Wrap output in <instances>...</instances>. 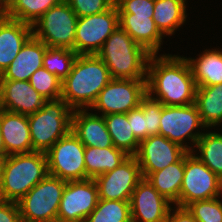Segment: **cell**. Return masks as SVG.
Here are the masks:
<instances>
[{"label": "cell", "mask_w": 222, "mask_h": 222, "mask_svg": "<svg viewBox=\"0 0 222 222\" xmlns=\"http://www.w3.org/2000/svg\"><path fill=\"white\" fill-rule=\"evenodd\" d=\"M29 82L46 100L61 99L62 81L44 67L37 69L31 75Z\"/></svg>", "instance_id": "33"}, {"label": "cell", "mask_w": 222, "mask_h": 222, "mask_svg": "<svg viewBox=\"0 0 222 222\" xmlns=\"http://www.w3.org/2000/svg\"><path fill=\"white\" fill-rule=\"evenodd\" d=\"M111 79L109 69L97 54L77 55L70 73L62 81L61 99L73 111L86 110Z\"/></svg>", "instance_id": "2"}, {"label": "cell", "mask_w": 222, "mask_h": 222, "mask_svg": "<svg viewBox=\"0 0 222 222\" xmlns=\"http://www.w3.org/2000/svg\"><path fill=\"white\" fill-rule=\"evenodd\" d=\"M7 156L6 150H5V146L3 143V138L1 135V129H0V159H4Z\"/></svg>", "instance_id": "41"}, {"label": "cell", "mask_w": 222, "mask_h": 222, "mask_svg": "<svg viewBox=\"0 0 222 222\" xmlns=\"http://www.w3.org/2000/svg\"><path fill=\"white\" fill-rule=\"evenodd\" d=\"M47 46L33 35L23 45L15 59L2 72L1 80L29 81L31 75L43 67Z\"/></svg>", "instance_id": "21"}, {"label": "cell", "mask_w": 222, "mask_h": 222, "mask_svg": "<svg viewBox=\"0 0 222 222\" xmlns=\"http://www.w3.org/2000/svg\"><path fill=\"white\" fill-rule=\"evenodd\" d=\"M185 1L155 0L153 20L162 35H172L184 24L187 17Z\"/></svg>", "instance_id": "27"}, {"label": "cell", "mask_w": 222, "mask_h": 222, "mask_svg": "<svg viewBox=\"0 0 222 222\" xmlns=\"http://www.w3.org/2000/svg\"><path fill=\"white\" fill-rule=\"evenodd\" d=\"M76 56L73 49L47 47L43 67L63 81L70 73Z\"/></svg>", "instance_id": "32"}, {"label": "cell", "mask_w": 222, "mask_h": 222, "mask_svg": "<svg viewBox=\"0 0 222 222\" xmlns=\"http://www.w3.org/2000/svg\"><path fill=\"white\" fill-rule=\"evenodd\" d=\"M217 198L195 201L187 208L197 222H222V202Z\"/></svg>", "instance_id": "34"}, {"label": "cell", "mask_w": 222, "mask_h": 222, "mask_svg": "<svg viewBox=\"0 0 222 222\" xmlns=\"http://www.w3.org/2000/svg\"><path fill=\"white\" fill-rule=\"evenodd\" d=\"M73 110L63 100H47L42 108L28 115L33 151L46 153L72 128Z\"/></svg>", "instance_id": "5"}, {"label": "cell", "mask_w": 222, "mask_h": 222, "mask_svg": "<svg viewBox=\"0 0 222 222\" xmlns=\"http://www.w3.org/2000/svg\"><path fill=\"white\" fill-rule=\"evenodd\" d=\"M195 104L205 128L220 124L222 122V83L198 86Z\"/></svg>", "instance_id": "25"}, {"label": "cell", "mask_w": 222, "mask_h": 222, "mask_svg": "<svg viewBox=\"0 0 222 222\" xmlns=\"http://www.w3.org/2000/svg\"><path fill=\"white\" fill-rule=\"evenodd\" d=\"M205 128L195 103L184 106H164L162 104V115L160 119L159 135L168 138L188 152H193L192 146L184 145L188 138L195 146L203 133L193 132L197 128Z\"/></svg>", "instance_id": "11"}, {"label": "cell", "mask_w": 222, "mask_h": 222, "mask_svg": "<svg viewBox=\"0 0 222 222\" xmlns=\"http://www.w3.org/2000/svg\"><path fill=\"white\" fill-rule=\"evenodd\" d=\"M0 129L7 156L33 151L27 115L0 109Z\"/></svg>", "instance_id": "18"}, {"label": "cell", "mask_w": 222, "mask_h": 222, "mask_svg": "<svg viewBox=\"0 0 222 222\" xmlns=\"http://www.w3.org/2000/svg\"><path fill=\"white\" fill-rule=\"evenodd\" d=\"M97 55L109 69L111 78L146 79L150 54L118 26Z\"/></svg>", "instance_id": "4"}, {"label": "cell", "mask_w": 222, "mask_h": 222, "mask_svg": "<svg viewBox=\"0 0 222 222\" xmlns=\"http://www.w3.org/2000/svg\"><path fill=\"white\" fill-rule=\"evenodd\" d=\"M48 174L44 152L6 156L0 169V200L18 202Z\"/></svg>", "instance_id": "3"}, {"label": "cell", "mask_w": 222, "mask_h": 222, "mask_svg": "<svg viewBox=\"0 0 222 222\" xmlns=\"http://www.w3.org/2000/svg\"><path fill=\"white\" fill-rule=\"evenodd\" d=\"M118 26L119 14L116 4L103 13L78 17L74 41L75 53L97 54Z\"/></svg>", "instance_id": "10"}, {"label": "cell", "mask_w": 222, "mask_h": 222, "mask_svg": "<svg viewBox=\"0 0 222 222\" xmlns=\"http://www.w3.org/2000/svg\"><path fill=\"white\" fill-rule=\"evenodd\" d=\"M166 222H197V220L187 207L176 205L175 210L171 207Z\"/></svg>", "instance_id": "40"}, {"label": "cell", "mask_w": 222, "mask_h": 222, "mask_svg": "<svg viewBox=\"0 0 222 222\" xmlns=\"http://www.w3.org/2000/svg\"><path fill=\"white\" fill-rule=\"evenodd\" d=\"M98 201V187L94 179L68 181L62 193L57 221L84 222Z\"/></svg>", "instance_id": "13"}, {"label": "cell", "mask_w": 222, "mask_h": 222, "mask_svg": "<svg viewBox=\"0 0 222 222\" xmlns=\"http://www.w3.org/2000/svg\"><path fill=\"white\" fill-rule=\"evenodd\" d=\"M222 175L219 177V184H218V198L222 194Z\"/></svg>", "instance_id": "42"}, {"label": "cell", "mask_w": 222, "mask_h": 222, "mask_svg": "<svg viewBox=\"0 0 222 222\" xmlns=\"http://www.w3.org/2000/svg\"><path fill=\"white\" fill-rule=\"evenodd\" d=\"M46 101L29 81L0 80V109L28 116L42 108Z\"/></svg>", "instance_id": "17"}, {"label": "cell", "mask_w": 222, "mask_h": 222, "mask_svg": "<svg viewBox=\"0 0 222 222\" xmlns=\"http://www.w3.org/2000/svg\"><path fill=\"white\" fill-rule=\"evenodd\" d=\"M0 222H22L17 202L0 200Z\"/></svg>", "instance_id": "39"}, {"label": "cell", "mask_w": 222, "mask_h": 222, "mask_svg": "<svg viewBox=\"0 0 222 222\" xmlns=\"http://www.w3.org/2000/svg\"><path fill=\"white\" fill-rule=\"evenodd\" d=\"M65 0H9L0 10L5 16L33 25L51 7Z\"/></svg>", "instance_id": "28"}, {"label": "cell", "mask_w": 222, "mask_h": 222, "mask_svg": "<svg viewBox=\"0 0 222 222\" xmlns=\"http://www.w3.org/2000/svg\"><path fill=\"white\" fill-rule=\"evenodd\" d=\"M184 177V156L162 170L152 172L147 179L171 203L179 206V194Z\"/></svg>", "instance_id": "26"}, {"label": "cell", "mask_w": 222, "mask_h": 222, "mask_svg": "<svg viewBox=\"0 0 222 222\" xmlns=\"http://www.w3.org/2000/svg\"><path fill=\"white\" fill-rule=\"evenodd\" d=\"M193 152L184 155V177L179 194V206L218 197L219 177Z\"/></svg>", "instance_id": "12"}, {"label": "cell", "mask_w": 222, "mask_h": 222, "mask_svg": "<svg viewBox=\"0 0 222 222\" xmlns=\"http://www.w3.org/2000/svg\"><path fill=\"white\" fill-rule=\"evenodd\" d=\"M127 118L129 123H131V129L136 139L139 142L147 139L146 116H144L143 107L141 104L138 107L131 109L127 113Z\"/></svg>", "instance_id": "38"}, {"label": "cell", "mask_w": 222, "mask_h": 222, "mask_svg": "<svg viewBox=\"0 0 222 222\" xmlns=\"http://www.w3.org/2000/svg\"><path fill=\"white\" fill-rule=\"evenodd\" d=\"M187 152L185 148L162 135H150L140 141L134 156L140 165L142 177L147 178L152 172L178 162Z\"/></svg>", "instance_id": "15"}, {"label": "cell", "mask_w": 222, "mask_h": 222, "mask_svg": "<svg viewBox=\"0 0 222 222\" xmlns=\"http://www.w3.org/2000/svg\"><path fill=\"white\" fill-rule=\"evenodd\" d=\"M65 180L48 174L18 202L22 222L57 221Z\"/></svg>", "instance_id": "6"}, {"label": "cell", "mask_w": 222, "mask_h": 222, "mask_svg": "<svg viewBox=\"0 0 222 222\" xmlns=\"http://www.w3.org/2000/svg\"><path fill=\"white\" fill-rule=\"evenodd\" d=\"M85 146L72 130L45 154L50 175L65 181L86 179Z\"/></svg>", "instance_id": "8"}, {"label": "cell", "mask_w": 222, "mask_h": 222, "mask_svg": "<svg viewBox=\"0 0 222 222\" xmlns=\"http://www.w3.org/2000/svg\"><path fill=\"white\" fill-rule=\"evenodd\" d=\"M140 104L143 107L144 116H146L147 138L150 135H159L162 103L146 94Z\"/></svg>", "instance_id": "35"}, {"label": "cell", "mask_w": 222, "mask_h": 222, "mask_svg": "<svg viewBox=\"0 0 222 222\" xmlns=\"http://www.w3.org/2000/svg\"><path fill=\"white\" fill-rule=\"evenodd\" d=\"M103 117L113 145L126 152L129 156H134L138 151L140 142L133 134L127 113L109 114Z\"/></svg>", "instance_id": "29"}, {"label": "cell", "mask_w": 222, "mask_h": 222, "mask_svg": "<svg viewBox=\"0 0 222 222\" xmlns=\"http://www.w3.org/2000/svg\"><path fill=\"white\" fill-rule=\"evenodd\" d=\"M9 0H0V10L7 4Z\"/></svg>", "instance_id": "43"}, {"label": "cell", "mask_w": 222, "mask_h": 222, "mask_svg": "<svg viewBox=\"0 0 222 222\" xmlns=\"http://www.w3.org/2000/svg\"><path fill=\"white\" fill-rule=\"evenodd\" d=\"M88 109L74 110L72 114V132L89 147H115L106 128L105 119L97 113H89Z\"/></svg>", "instance_id": "20"}, {"label": "cell", "mask_w": 222, "mask_h": 222, "mask_svg": "<svg viewBox=\"0 0 222 222\" xmlns=\"http://www.w3.org/2000/svg\"><path fill=\"white\" fill-rule=\"evenodd\" d=\"M132 222H166L171 202L142 178L130 198Z\"/></svg>", "instance_id": "16"}, {"label": "cell", "mask_w": 222, "mask_h": 222, "mask_svg": "<svg viewBox=\"0 0 222 222\" xmlns=\"http://www.w3.org/2000/svg\"><path fill=\"white\" fill-rule=\"evenodd\" d=\"M77 17L103 13L109 10L115 0H65Z\"/></svg>", "instance_id": "36"}, {"label": "cell", "mask_w": 222, "mask_h": 222, "mask_svg": "<svg viewBox=\"0 0 222 222\" xmlns=\"http://www.w3.org/2000/svg\"><path fill=\"white\" fill-rule=\"evenodd\" d=\"M146 94V79L112 78L90 108L100 110L101 116L128 113Z\"/></svg>", "instance_id": "9"}, {"label": "cell", "mask_w": 222, "mask_h": 222, "mask_svg": "<svg viewBox=\"0 0 222 222\" xmlns=\"http://www.w3.org/2000/svg\"><path fill=\"white\" fill-rule=\"evenodd\" d=\"M197 157L218 177L222 175V133H203L195 145Z\"/></svg>", "instance_id": "30"}, {"label": "cell", "mask_w": 222, "mask_h": 222, "mask_svg": "<svg viewBox=\"0 0 222 222\" xmlns=\"http://www.w3.org/2000/svg\"><path fill=\"white\" fill-rule=\"evenodd\" d=\"M32 35V25L9 18L0 11V74Z\"/></svg>", "instance_id": "19"}, {"label": "cell", "mask_w": 222, "mask_h": 222, "mask_svg": "<svg viewBox=\"0 0 222 222\" xmlns=\"http://www.w3.org/2000/svg\"><path fill=\"white\" fill-rule=\"evenodd\" d=\"M140 165L135 156H129L118 167L94 180L99 199L130 201L138 182L142 179Z\"/></svg>", "instance_id": "14"}, {"label": "cell", "mask_w": 222, "mask_h": 222, "mask_svg": "<svg viewBox=\"0 0 222 222\" xmlns=\"http://www.w3.org/2000/svg\"><path fill=\"white\" fill-rule=\"evenodd\" d=\"M118 13L153 16L155 0H115Z\"/></svg>", "instance_id": "37"}, {"label": "cell", "mask_w": 222, "mask_h": 222, "mask_svg": "<svg viewBox=\"0 0 222 222\" xmlns=\"http://www.w3.org/2000/svg\"><path fill=\"white\" fill-rule=\"evenodd\" d=\"M77 20L76 13L64 1L51 7L33 23L32 34L47 47L74 50Z\"/></svg>", "instance_id": "7"}, {"label": "cell", "mask_w": 222, "mask_h": 222, "mask_svg": "<svg viewBox=\"0 0 222 222\" xmlns=\"http://www.w3.org/2000/svg\"><path fill=\"white\" fill-rule=\"evenodd\" d=\"M146 90L150 97L164 106L195 103L197 85L188 60L177 55H151L147 66Z\"/></svg>", "instance_id": "1"}, {"label": "cell", "mask_w": 222, "mask_h": 222, "mask_svg": "<svg viewBox=\"0 0 222 222\" xmlns=\"http://www.w3.org/2000/svg\"><path fill=\"white\" fill-rule=\"evenodd\" d=\"M128 157L129 155L126 152L116 147L85 146L86 179H95L104 173L112 171Z\"/></svg>", "instance_id": "23"}, {"label": "cell", "mask_w": 222, "mask_h": 222, "mask_svg": "<svg viewBox=\"0 0 222 222\" xmlns=\"http://www.w3.org/2000/svg\"><path fill=\"white\" fill-rule=\"evenodd\" d=\"M119 26L125 30L131 38L150 54L156 55L161 48L162 37L155 25L153 16H136L133 13H118Z\"/></svg>", "instance_id": "22"}, {"label": "cell", "mask_w": 222, "mask_h": 222, "mask_svg": "<svg viewBox=\"0 0 222 222\" xmlns=\"http://www.w3.org/2000/svg\"><path fill=\"white\" fill-rule=\"evenodd\" d=\"M194 80L198 86H211L222 83V51L205 50L198 58H187Z\"/></svg>", "instance_id": "24"}, {"label": "cell", "mask_w": 222, "mask_h": 222, "mask_svg": "<svg viewBox=\"0 0 222 222\" xmlns=\"http://www.w3.org/2000/svg\"><path fill=\"white\" fill-rule=\"evenodd\" d=\"M84 222H132L130 202L99 199Z\"/></svg>", "instance_id": "31"}]
</instances>
